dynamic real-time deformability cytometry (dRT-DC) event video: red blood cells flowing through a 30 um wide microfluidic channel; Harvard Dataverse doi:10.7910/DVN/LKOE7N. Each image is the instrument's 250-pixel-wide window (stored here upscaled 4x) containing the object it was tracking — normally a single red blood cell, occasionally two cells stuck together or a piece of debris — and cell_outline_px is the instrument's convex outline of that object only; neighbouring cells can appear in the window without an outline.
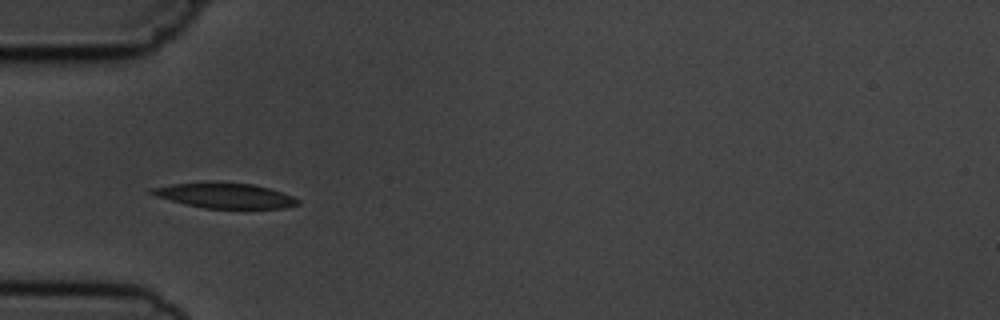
{"species": "common noctule bat (a hibernating species)", "species_latin": "Nyctalus noctula", "temperature_condition": "cold", "stored_images_in_passage": 10, "camera_frame_rate_fps": 3000, "um_per_image_px": 0.085, "animal": {"sex": "male", "body_mass_g": 19.5, "forearm_length_mm": 54.6}, "frame": {"image": 1, "passage_image": 6, "time_ms": 5.667, "image_size_px": [1000, 320], "cell_outline_px": [[300, 204], [284, 208], [204, 208], [184, 204], [156, 196], [148, 192], [148, 188], [172, 184], [252, 184], [268, 188], [292, 196], [300, 200]], "centroid_in_image_um": [19.12, 16.66], "position_along_channel_um": 65.9, "area_um2": 20.63}}
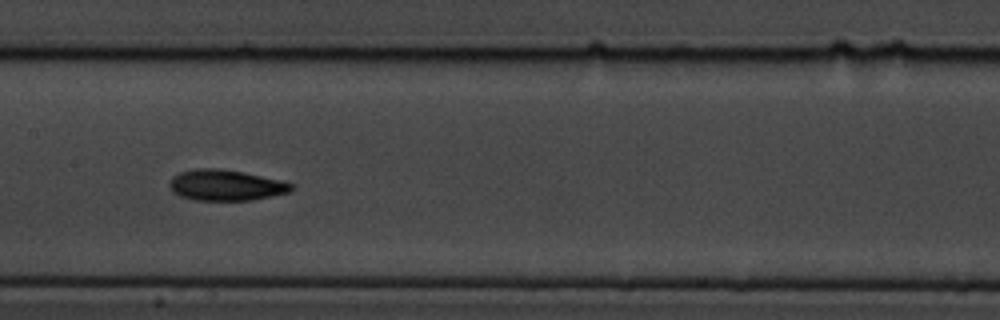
{"frame": {"image": 2, "passage_image": 9, "time_ms": 9.0, "image_size_px": [1000, 320], "cell_outline_px": [[292, 188], [288, 192], [272, 196], [252, 200], [196, 200], [180, 196], [172, 192], [168, 184], [172, 176], [180, 172], [196, 168], [220, 168], [244, 172], [280, 180], [292, 184]], "centroid_in_image_um": [19.14, 15.73], "position_along_channel_um": 188.3, "area_um2": 21.91}}
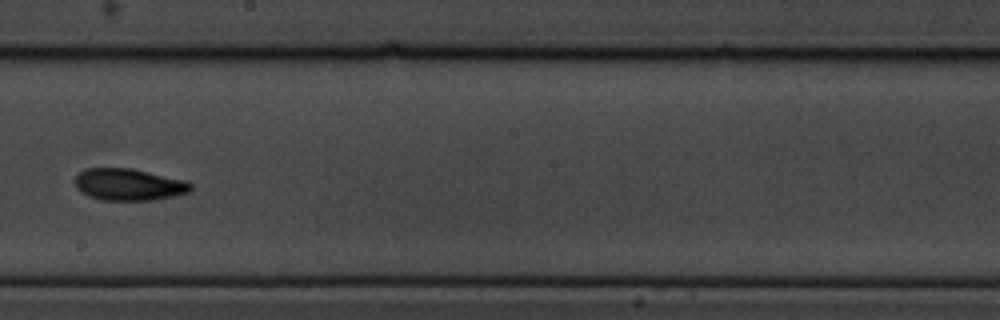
{"frame": {"image": 3, "passage_image": 10, "time_ms": 10.333, "image_size_px": [1000, 320], "cell_outline_px": [[192, 188], [188, 192], [172, 196], [152, 200], [100, 200], [88, 196], [80, 192], [76, 188], [72, 180], [84, 168], [132, 168], [188, 180], [192, 184]], "centroid_in_image_um": [10.91, 15.67], "position_along_channel_um": 237.3, "area_um2": 21.85}}